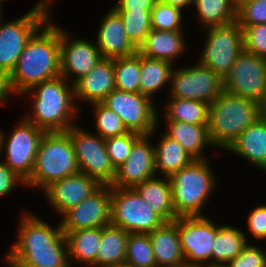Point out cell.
<instances>
[{
    "mask_svg": "<svg viewBox=\"0 0 266 267\" xmlns=\"http://www.w3.org/2000/svg\"><path fill=\"white\" fill-rule=\"evenodd\" d=\"M20 222L18 240L6 254L17 267H71L66 238L59 224L55 229L29 213Z\"/></svg>",
    "mask_w": 266,
    "mask_h": 267,
    "instance_id": "cell-1",
    "label": "cell"
},
{
    "mask_svg": "<svg viewBox=\"0 0 266 267\" xmlns=\"http://www.w3.org/2000/svg\"><path fill=\"white\" fill-rule=\"evenodd\" d=\"M49 21L28 41L10 74L12 89L18 94L61 75L60 28Z\"/></svg>",
    "mask_w": 266,
    "mask_h": 267,
    "instance_id": "cell-2",
    "label": "cell"
},
{
    "mask_svg": "<svg viewBox=\"0 0 266 267\" xmlns=\"http://www.w3.org/2000/svg\"><path fill=\"white\" fill-rule=\"evenodd\" d=\"M67 80L61 75L43 81L34 85L29 90L23 92L34 94L33 100V116L24 117L45 132H66L72 127L76 110L81 111L79 107H75L74 87L71 84L68 87ZM36 89V90H35ZM32 90V91H31ZM34 90V91H33ZM74 105V106H73Z\"/></svg>",
    "mask_w": 266,
    "mask_h": 267,
    "instance_id": "cell-3",
    "label": "cell"
},
{
    "mask_svg": "<svg viewBox=\"0 0 266 267\" xmlns=\"http://www.w3.org/2000/svg\"><path fill=\"white\" fill-rule=\"evenodd\" d=\"M259 118L258 102L224 90L209 107L208 133L212 146L227 150Z\"/></svg>",
    "mask_w": 266,
    "mask_h": 267,
    "instance_id": "cell-4",
    "label": "cell"
},
{
    "mask_svg": "<svg viewBox=\"0 0 266 267\" xmlns=\"http://www.w3.org/2000/svg\"><path fill=\"white\" fill-rule=\"evenodd\" d=\"M79 173L78 162L67 132H45L35 157L30 177L24 184L41 187Z\"/></svg>",
    "mask_w": 266,
    "mask_h": 267,
    "instance_id": "cell-5",
    "label": "cell"
},
{
    "mask_svg": "<svg viewBox=\"0 0 266 267\" xmlns=\"http://www.w3.org/2000/svg\"><path fill=\"white\" fill-rule=\"evenodd\" d=\"M169 178L176 216H202L200 211L216 186L206 159L194 160Z\"/></svg>",
    "mask_w": 266,
    "mask_h": 267,
    "instance_id": "cell-6",
    "label": "cell"
},
{
    "mask_svg": "<svg viewBox=\"0 0 266 267\" xmlns=\"http://www.w3.org/2000/svg\"><path fill=\"white\" fill-rule=\"evenodd\" d=\"M164 221L134 188L111 187V224L129 233L148 234Z\"/></svg>",
    "mask_w": 266,
    "mask_h": 267,
    "instance_id": "cell-7",
    "label": "cell"
},
{
    "mask_svg": "<svg viewBox=\"0 0 266 267\" xmlns=\"http://www.w3.org/2000/svg\"><path fill=\"white\" fill-rule=\"evenodd\" d=\"M206 30L207 42L199 63L224 79L236 58L244 50L243 30L237 21Z\"/></svg>",
    "mask_w": 266,
    "mask_h": 267,
    "instance_id": "cell-8",
    "label": "cell"
},
{
    "mask_svg": "<svg viewBox=\"0 0 266 267\" xmlns=\"http://www.w3.org/2000/svg\"><path fill=\"white\" fill-rule=\"evenodd\" d=\"M49 13L33 7L27 14L16 20L6 22L3 25L0 23L1 69L11 74L28 41L40 28L42 31L44 24L50 20Z\"/></svg>",
    "mask_w": 266,
    "mask_h": 267,
    "instance_id": "cell-9",
    "label": "cell"
},
{
    "mask_svg": "<svg viewBox=\"0 0 266 267\" xmlns=\"http://www.w3.org/2000/svg\"><path fill=\"white\" fill-rule=\"evenodd\" d=\"M66 132L70 135L74 146L79 172L94 177L102 185H111L116 170L108 156L105 139L77 125H73Z\"/></svg>",
    "mask_w": 266,
    "mask_h": 267,
    "instance_id": "cell-10",
    "label": "cell"
},
{
    "mask_svg": "<svg viewBox=\"0 0 266 267\" xmlns=\"http://www.w3.org/2000/svg\"><path fill=\"white\" fill-rule=\"evenodd\" d=\"M102 103L119 115L128 131L141 135H153L157 128V112L149 97L114 89Z\"/></svg>",
    "mask_w": 266,
    "mask_h": 267,
    "instance_id": "cell-11",
    "label": "cell"
},
{
    "mask_svg": "<svg viewBox=\"0 0 266 267\" xmlns=\"http://www.w3.org/2000/svg\"><path fill=\"white\" fill-rule=\"evenodd\" d=\"M224 90L261 102L266 93V59L242 51L223 79Z\"/></svg>",
    "mask_w": 266,
    "mask_h": 267,
    "instance_id": "cell-12",
    "label": "cell"
},
{
    "mask_svg": "<svg viewBox=\"0 0 266 267\" xmlns=\"http://www.w3.org/2000/svg\"><path fill=\"white\" fill-rule=\"evenodd\" d=\"M172 71L171 97L203 101L211 104L223 91V79L213 70L201 65Z\"/></svg>",
    "mask_w": 266,
    "mask_h": 267,
    "instance_id": "cell-13",
    "label": "cell"
},
{
    "mask_svg": "<svg viewBox=\"0 0 266 267\" xmlns=\"http://www.w3.org/2000/svg\"><path fill=\"white\" fill-rule=\"evenodd\" d=\"M174 222L178 227L180 244L185 260L193 265L209 267L213 242L218 231L217 225L207 217H177ZM205 262V263H204Z\"/></svg>",
    "mask_w": 266,
    "mask_h": 267,
    "instance_id": "cell-14",
    "label": "cell"
},
{
    "mask_svg": "<svg viewBox=\"0 0 266 267\" xmlns=\"http://www.w3.org/2000/svg\"><path fill=\"white\" fill-rule=\"evenodd\" d=\"M45 131L27 121L21 120L7 138L4 162L21 179L26 181L32 172L39 143Z\"/></svg>",
    "mask_w": 266,
    "mask_h": 267,
    "instance_id": "cell-15",
    "label": "cell"
},
{
    "mask_svg": "<svg viewBox=\"0 0 266 267\" xmlns=\"http://www.w3.org/2000/svg\"><path fill=\"white\" fill-rule=\"evenodd\" d=\"M60 224L63 233L111 224V186L102 185L90 197L67 210Z\"/></svg>",
    "mask_w": 266,
    "mask_h": 267,
    "instance_id": "cell-16",
    "label": "cell"
},
{
    "mask_svg": "<svg viewBox=\"0 0 266 267\" xmlns=\"http://www.w3.org/2000/svg\"><path fill=\"white\" fill-rule=\"evenodd\" d=\"M142 135L132 146L126 162L116 170L111 187L134 188L137 184L153 178L155 169V147Z\"/></svg>",
    "mask_w": 266,
    "mask_h": 267,
    "instance_id": "cell-17",
    "label": "cell"
},
{
    "mask_svg": "<svg viewBox=\"0 0 266 267\" xmlns=\"http://www.w3.org/2000/svg\"><path fill=\"white\" fill-rule=\"evenodd\" d=\"M69 35L60 29V62L61 76L69 79L73 75L74 84L78 79L89 73L102 59L97 45L85 39L69 40Z\"/></svg>",
    "mask_w": 266,
    "mask_h": 267,
    "instance_id": "cell-18",
    "label": "cell"
},
{
    "mask_svg": "<svg viewBox=\"0 0 266 267\" xmlns=\"http://www.w3.org/2000/svg\"><path fill=\"white\" fill-rule=\"evenodd\" d=\"M101 186L102 184L94 177L79 172L53 182L44 192L49 204L63 215L67 210L90 197Z\"/></svg>",
    "mask_w": 266,
    "mask_h": 267,
    "instance_id": "cell-19",
    "label": "cell"
},
{
    "mask_svg": "<svg viewBox=\"0 0 266 267\" xmlns=\"http://www.w3.org/2000/svg\"><path fill=\"white\" fill-rule=\"evenodd\" d=\"M98 30L96 45L103 59L127 57L138 49L127 37L120 15L112 8Z\"/></svg>",
    "mask_w": 266,
    "mask_h": 267,
    "instance_id": "cell-20",
    "label": "cell"
},
{
    "mask_svg": "<svg viewBox=\"0 0 266 267\" xmlns=\"http://www.w3.org/2000/svg\"><path fill=\"white\" fill-rule=\"evenodd\" d=\"M74 97L91 104L102 102L115 89L113 59H102L74 84Z\"/></svg>",
    "mask_w": 266,
    "mask_h": 267,
    "instance_id": "cell-21",
    "label": "cell"
},
{
    "mask_svg": "<svg viewBox=\"0 0 266 267\" xmlns=\"http://www.w3.org/2000/svg\"><path fill=\"white\" fill-rule=\"evenodd\" d=\"M227 150L241 155L266 172V121L259 118Z\"/></svg>",
    "mask_w": 266,
    "mask_h": 267,
    "instance_id": "cell-22",
    "label": "cell"
},
{
    "mask_svg": "<svg viewBox=\"0 0 266 267\" xmlns=\"http://www.w3.org/2000/svg\"><path fill=\"white\" fill-rule=\"evenodd\" d=\"M165 179H157L154 176L137 184L134 189L164 222H172L177 216L173 206L170 178Z\"/></svg>",
    "mask_w": 266,
    "mask_h": 267,
    "instance_id": "cell-23",
    "label": "cell"
},
{
    "mask_svg": "<svg viewBox=\"0 0 266 267\" xmlns=\"http://www.w3.org/2000/svg\"><path fill=\"white\" fill-rule=\"evenodd\" d=\"M157 267L168 266L185 260L182 252L177 224L164 222L148 233Z\"/></svg>",
    "mask_w": 266,
    "mask_h": 267,
    "instance_id": "cell-24",
    "label": "cell"
},
{
    "mask_svg": "<svg viewBox=\"0 0 266 267\" xmlns=\"http://www.w3.org/2000/svg\"><path fill=\"white\" fill-rule=\"evenodd\" d=\"M182 31H163L151 29L138 52L149 58L166 60L173 63L174 59L185 50Z\"/></svg>",
    "mask_w": 266,
    "mask_h": 267,
    "instance_id": "cell-25",
    "label": "cell"
},
{
    "mask_svg": "<svg viewBox=\"0 0 266 267\" xmlns=\"http://www.w3.org/2000/svg\"><path fill=\"white\" fill-rule=\"evenodd\" d=\"M165 135L177 141L195 160L206 159L204 148L211 145L208 125H192L179 121H167Z\"/></svg>",
    "mask_w": 266,
    "mask_h": 267,
    "instance_id": "cell-26",
    "label": "cell"
},
{
    "mask_svg": "<svg viewBox=\"0 0 266 267\" xmlns=\"http://www.w3.org/2000/svg\"><path fill=\"white\" fill-rule=\"evenodd\" d=\"M129 234L112 224L101 227V243L98 247L96 265L112 267L124 263Z\"/></svg>",
    "mask_w": 266,
    "mask_h": 267,
    "instance_id": "cell-27",
    "label": "cell"
},
{
    "mask_svg": "<svg viewBox=\"0 0 266 267\" xmlns=\"http://www.w3.org/2000/svg\"><path fill=\"white\" fill-rule=\"evenodd\" d=\"M69 259L96 266L98 247L101 243V228L78 229L64 233Z\"/></svg>",
    "mask_w": 266,
    "mask_h": 267,
    "instance_id": "cell-28",
    "label": "cell"
},
{
    "mask_svg": "<svg viewBox=\"0 0 266 267\" xmlns=\"http://www.w3.org/2000/svg\"><path fill=\"white\" fill-rule=\"evenodd\" d=\"M245 233L232 226H218L209 267H220L234 259L247 245Z\"/></svg>",
    "mask_w": 266,
    "mask_h": 267,
    "instance_id": "cell-29",
    "label": "cell"
},
{
    "mask_svg": "<svg viewBox=\"0 0 266 267\" xmlns=\"http://www.w3.org/2000/svg\"><path fill=\"white\" fill-rule=\"evenodd\" d=\"M155 147V169L165 177H171L174 173L190 165L195 159L175 140L165 134Z\"/></svg>",
    "mask_w": 266,
    "mask_h": 267,
    "instance_id": "cell-30",
    "label": "cell"
},
{
    "mask_svg": "<svg viewBox=\"0 0 266 267\" xmlns=\"http://www.w3.org/2000/svg\"><path fill=\"white\" fill-rule=\"evenodd\" d=\"M172 66L169 61L141 55L140 93L152 99L151 96L156 91L171 81Z\"/></svg>",
    "mask_w": 266,
    "mask_h": 267,
    "instance_id": "cell-31",
    "label": "cell"
},
{
    "mask_svg": "<svg viewBox=\"0 0 266 267\" xmlns=\"http://www.w3.org/2000/svg\"><path fill=\"white\" fill-rule=\"evenodd\" d=\"M204 29L223 26L236 21L235 0H193Z\"/></svg>",
    "mask_w": 266,
    "mask_h": 267,
    "instance_id": "cell-32",
    "label": "cell"
},
{
    "mask_svg": "<svg viewBox=\"0 0 266 267\" xmlns=\"http://www.w3.org/2000/svg\"><path fill=\"white\" fill-rule=\"evenodd\" d=\"M166 121H179L192 125H208L210 104L203 101L170 97Z\"/></svg>",
    "mask_w": 266,
    "mask_h": 267,
    "instance_id": "cell-33",
    "label": "cell"
},
{
    "mask_svg": "<svg viewBox=\"0 0 266 267\" xmlns=\"http://www.w3.org/2000/svg\"><path fill=\"white\" fill-rule=\"evenodd\" d=\"M115 89L140 93L141 54L113 59Z\"/></svg>",
    "mask_w": 266,
    "mask_h": 267,
    "instance_id": "cell-34",
    "label": "cell"
},
{
    "mask_svg": "<svg viewBox=\"0 0 266 267\" xmlns=\"http://www.w3.org/2000/svg\"><path fill=\"white\" fill-rule=\"evenodd\" d=\"M125 262L135 267H157L149 234H129Z\"/></svg>",
    "mask_w": 266,
    "mask_h": 267,
    "instance_id": "cell-35",
    "label": "cell"
},
{
    "mask_svg": "<svg viewBox=\"0 0 266 267\" xmlns=\"http://www.w3.org/2000/svg\"><path fill=\"white\" fill-rule=\"evenodd\" d=\"M116 12L122 19L128 39L138 49L152 29L151 10Z\"/></svg>",
    "mask_w": 266,
    "mask_h": 267,
    "instance_id": "cell-36",
    "label": "cell"
},
{
    "mask_svg": "<svg viewBox=\"0 0 266 267\" xmlns=\"http://www.w3.org/2000/svg\"><path fill=\"white\" fill-rule=\"evenodd\" d=\"M96 115V134L103 139L120 136L127 132L121 118L113 110L106 107L102 102L93 103Z\"/></svg>",
    "mask_w": 266,
    "mask_h": 267,
    "instance_id": "cell-37",
    "label": "cell"
},
{
    "mask_svg": "<svg viewBox=\"0 0 266 267\" xmlns=\"http://www.w3.org/2000/svg\"><path fill=\"white\" fill-rule=\"evenodd\" d=\"M182 9L157 0L151 9V28L165 31H182Z\"/></svg>",
    "mask_w": 266,
    "mask_h": 267,
    "instance_id": "cell-38",
    "label": "cell"
},
{
    "mask_svg": "<svg viewBox=\"0 0 266 267\" xmlns=\"http://www.w3.org/2000/svg\"><path fill=\"white\" fill-rule=\"evenodd\" d=\"M141 136L139 133L129 131L123 135L105 139L107 153L115 170L126 162L133 144Z\"/></svg>",
    "mask_w": 266,
    "mask_h": 267,
    "instance_id": "cell-39",
    "label": "cell"
},
{
    "mask_svg": "<svg viewBox=\"0 0 266 267\" xmlns=\"http://www.w3.org/2000/svg\"><path fill=\"white\" fill-rule=\"evenodd\" d=\"M236 21L243 29L249 25L266 23V0L236 2Z\"/></svg>",
    "mask_w": 266,
    "mask_h": 267,
    "instance_id": "cell-40",
    "label": "cell"
},
{
    "mask_svg": "<svg viewBox=\"0 0 266 267\" xmlns=\"http://www.w3.org/2000/svg\"><path fill=\"white\" fill-rule=\"evenodd\" d=\"M244 51L266 59V23L243 29Z\"/></svg>",
    "mask_w": 266,
    "mask_h": 267,
    "instance_id": "cell-41",
    "label": "cell"
},
{
    "mask_svg": "<svg viewBox=\"0 0 266 267\" xmlns=\"http://www.w3.org/2000/svg\"><path fill=\"white\" fill-rule=\"evenodd\" d=\"M227 267H266V253L257 246L247 245L229 263Z\"/></svg>",
    "mask_w": 266,
    "mask_h": 267,
    "instance_id": "cell-42",
    "label": "cell"
},
{
    "mask_svg": "<svg viewBox=\"0 0 266 267\" xmlns=\"http://www.w3.org/2000/svg\"><path fill=\"white\" fill-rule=\"evenodd\" d=\"M250 233L255 239H266V205L257 206L247 218Z\"/></svg>",
    "mask_w": 266,
    "mask_h": 267,
    "instance_id": "cell-43",
    "label": "cell"
},
{
    "mask_svg": "<svg viewBox=\"0 0 266 267\" xmlns=\"http://www.w3.org/2000/svg\"><path fill=\"white\" fill-rule=\"evenodd\" d=\"M17 182L25 183L14 171L4 162L0 161V196L7 195Z\"/></svg>",
    "mask_w": 266,
    "mask_h": 267,
    "instance_id": "cell-44",
    "label": "cell"
},
{
    "mask_svg": "<svg viewBox=\"0 0 266 267\" xmlns=\"http://www.w3.org/2000/svg\"><path fill=\"white\" fill-rule=\"evenodd\" d=\"M157 0H118L113 9L115 11L151 10Z\"/></svg>",
    "mask_w": 266,
    "mask_h": 267,
    "instance_id": "cell-45",
    "label": "cell"
},
{
    "mask_svg": "<svg viewBox=\"0 0 266 267\" xmlns=\"http://www.w3.org/2000/svg\"><path fill=\"white\" fill-rule=\"evenodd\" d=\"M11 92L14 91L10 82V74L0 68V102H4Z\"/></svg>",
    "mask_w": 266,
    "mask_h": 267,
    "instance_id": "cell-46",
    "label": "cell"
},
{
    "mask_svg": "<svg viewBox=\"0 0 266 267\" xmlns=\"http://www.w3.org/2000/svg\"><path fill=\"white\" fill-rule=\"evenodd\" d=\"M164 3H168L172 6L178 7L180 9L186 8V6H190V4H193V0H159Z\"/></svg>",
    "mask_w": 266,
    "mask_h": 267,
    "instance_id": "cell-47",
    "label": "cell"
},
{
    "mask_svg": "<svg viewBox=\"0 0 266 267\" xmlns=\"http://www.w3.org/2000/svg\"><path fill=\"white\" fill-rule=\"evenodd\" d=\"M259 107H260V118L266 121V93L261 102L259 103Z\"/></svg>",
    "mask_w": 266,
    "mask_h": 267,
    "instance_id": "cell-48",
    "label": "cell"
},
{
    "mask_svg": "<svg viewBox=\"0 0 266 267\" xmlns=\"http://www.w3.org/2000/svg\"><path fill=\"white\" fill-rule=\"evenodd\" d=\"M50 3H52V0H40L38 3L35 4L34 7L42 9L46 12H49Z\"/></svg>",
    "mask_w": 266,
    "mask_h": 267,
    "instance_id": "cell-49",
    "label": "cell"
},
{
    "mask_svg": "<svg viewBox=\"0 0 266 267\" xmlns=\"http://www.w3.org/2000/svg\"><path fill=\"white\" fill-rule=\"evenodd\" d=\"M161 267H200L198 265H193L190 262H187L186 260H183L179 263L168 265V266H161Z\"/></svg>",
    "mask_w": 266,
    "mask_h": 267,
    "instance_id": "cell-50",
    "label": "cell"
},
{
    "mask_svg": "<svg viewBox=\"0 0 266 267\" xmlns=\"http://www.w3.org/2000/svg\"><path fill=\"white\" fill-rule=\"evenodd\" d=\"M3 135H4L3 132L0 131V154H1V150H2L1 148H4L3 147L4 146V143H5L4 142L5 141L4 139H6L5 136H3Z\"/></svg>",
    "mask_w": 266,
    "mask_h": 267,
    "instance_id": "cell-51",
    "label": "cell"
},
{
    "mask_svg": "<svg viewBox=\"0 0 266 267\" xmlns=\"http://www.w3.org/2000/svg\"><path fill=\"white\" fill-rule=\"evenodd\" d=\"M112 267H135V266L130 265V264L124 262L122 264H119V265H116V266H112Z\"/></svg>",
    "mask_w": 266,
    "mask_h": 267,
    "instance_id": "cell-52",
    "label": "cell"
},
{
    "mask_svg": "<svg viewBox=\"0 0 266 267\" xmlns=\"http://www.w3.org/2000/svg\"><path fill=\"white\" fill-rule=\"evenodd\" d=\"M236 2H249V1H254V0H235Z\"/></svg>",
    "mask_w": 266,
    "mask_h": 267,
    "instance_id": "cell-53",
    "label": "cell"
},
{
    "mask_svg": "<svg viewBox=\"0 0 266 267\" xmlns=\"http://www.w3.org/2000/svg\"><path fill=\"white\" fill-rule=\"evenodd\" d=\"M2 6H1V4H0V19H1V14H2ZM1 22V21H0Z\"/></svg>",
    "mask_w": 266,
    "mask_h": 267,
    "instance_id": "cell-54",
    "label": "cell"
}]
</instances>
